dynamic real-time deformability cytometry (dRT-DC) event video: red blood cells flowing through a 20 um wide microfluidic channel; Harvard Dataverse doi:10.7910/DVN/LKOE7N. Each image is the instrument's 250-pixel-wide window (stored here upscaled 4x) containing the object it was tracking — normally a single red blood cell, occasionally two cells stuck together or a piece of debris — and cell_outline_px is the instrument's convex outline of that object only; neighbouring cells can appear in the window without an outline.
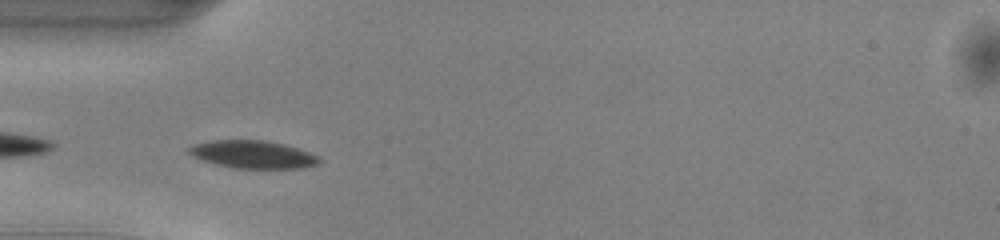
{"species": "common noctule bat (a hibernating species)", "species_latin": "Nyctalus noctula", "temperature_condition": "warm", "stored_images_in_passage": 43, "camera_frame_rate_fps": 3000, "um_per_image_px": 0.085, "animal": {"sex": "male", "body_mass_g": 13.0, "forearm_length_mm": 53.1}, "frame": {"image": 1, "passage_image": 9, "time_ms": 2.667, "image_size_px": [1000, 240], "cell_outline_px": [[324, 160], [320, 164], [304, 168], [232, 168], [216, 164], [192, 156], [188, 152], [188, 148], [196, 144], [212, 140], [264, 140], [284, 144], [320, 156]], "centroid_in_image_um": [21.56, 13.13], "position_along_channel_um": 63.4, "area_um2": 21.1}}
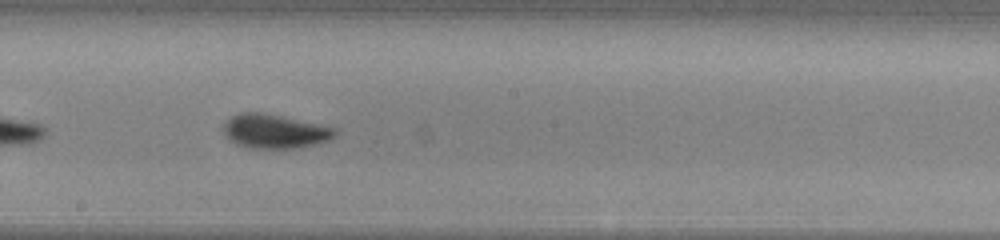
{"frame": {"image": 2, "passage_image": 21, "time_ms": 6.667, "image_size_px": [1000, 240], "cell_outline_px": [[336, 136], [328, 140], [316, 144], [296, 148], [252, 148], [236, 144], [224, 132], [224, 124], [232, 116], [240, 112], [260, 112], [320, 124], [336, 128]], "centroid_in_image_um": [23.38, 11.16], "position_along_channel_um": 224.8, "area_um2": 21.85}}
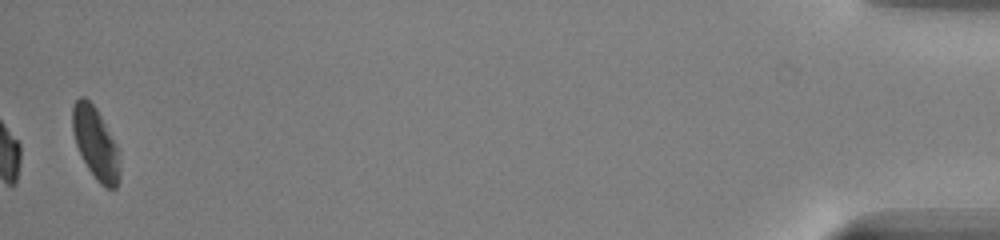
{"frame": {"image": 3, "passage_image": 43, "time_ms": 14.0, "image_size_px": [1000, 240], "cell_outline_px": [[120, 180], [116, 188], [104, 188], [96, 180], [80, 156], [72, 132], [72, 104], [80, 96], [84, 96], [96, 108], [116, 144], [120, 152]], "centroid_in_image_um": [8.13, 12.21], "position_along_channel_um": 427.1, "area_um2": 20.11}, "authors_computed_cell_mechanics": {"area_um2": 21.1548, "velocity_mm_per_s": 4.0698, "shape_relaxation_time_tau1_ms": 2.3098, "shape_relaxation_time_tau2_ms": 2.1955, "deformation_change_tau1": 0.1118, "deformation_change_tau2": 0.0585}}